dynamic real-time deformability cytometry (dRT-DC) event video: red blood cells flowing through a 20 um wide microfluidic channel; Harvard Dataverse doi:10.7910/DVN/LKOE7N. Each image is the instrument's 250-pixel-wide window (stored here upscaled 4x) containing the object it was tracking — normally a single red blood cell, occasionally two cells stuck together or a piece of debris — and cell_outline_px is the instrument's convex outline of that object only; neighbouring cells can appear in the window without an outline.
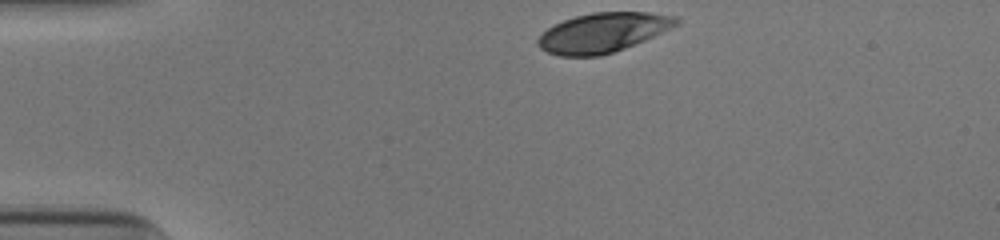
{"species": "human", "species_latin": "Homo sapiens", "temperature_condition": "cold", "stored_images_in_passage": 33, "camera_frame_rate_fps": 3000, "um_per_image_px": 0.085, "donor": {"sex": "male"}, "frame": {"image": 1, "passage_image": 1, "time_ms": 0.0, "image_size_px": [1000, 240], "cell_outline_px": [[680, 24], [672, 28], [644, 40], [624, 48], [600, 56], [560, 56], [548, 52], [540, 48], [536, 44], [536, 40], [548, 28], [564, 20], [576, 16], [592, 12], [648, 12], [680, 16]], "centroid_in_image_um": [51.28, 2.76], "position_along_channel_um": 33.7, "area_um2": 31.85}}
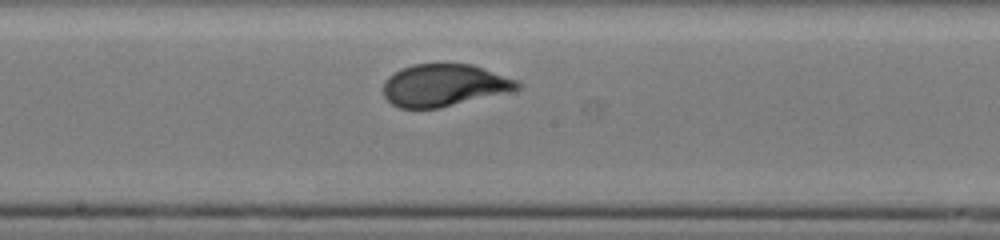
{"frame": {"image": 2, "passage_image": 19, "time_ms": 6.0, "image_size_px": [1000, 240], "cell_outline_px": [[524, 84], [520, 88], [440, 108], [400, 108], [392, 104], [384, 96], [384, 80], [388, 76], [400, 68], [412, 64], [472, 64], [516, 80]], "centroid_in_image_um": [37.7, 7.24], "position_along_channel_um": 210.5, "area_um2": 32.66}}
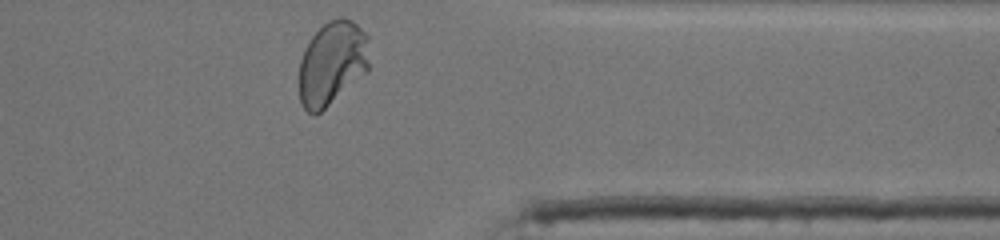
{"frame": {"image": 3, "passage_image": 33, "time_ms": 10.667, "image_size_px": [1000, 240], "cell_outline_px": [[368, 68], [364, 72], [316, 116], [312, 116], [304, 108], [300, 100], [300, 60], [304, 48], [308, 40], [328, 20], [340, 16], [352, 20], [368, 36]], "centroid_in_image_um": [28.2, 5.34], "position_along_channel_um": 383.2, "area_um2": 33.93}, "authors_computed_cell_mechanics": {"area_um2": 33.0038, "velocity_mm_per_s": 3.8727, "shape_relaxation_time_tau1_ms": 2.9551, "shape_relaxation_time_tau2_ms": null, "deformation_change_tau1": 0.1708, "deformation_change_tau2": null}}